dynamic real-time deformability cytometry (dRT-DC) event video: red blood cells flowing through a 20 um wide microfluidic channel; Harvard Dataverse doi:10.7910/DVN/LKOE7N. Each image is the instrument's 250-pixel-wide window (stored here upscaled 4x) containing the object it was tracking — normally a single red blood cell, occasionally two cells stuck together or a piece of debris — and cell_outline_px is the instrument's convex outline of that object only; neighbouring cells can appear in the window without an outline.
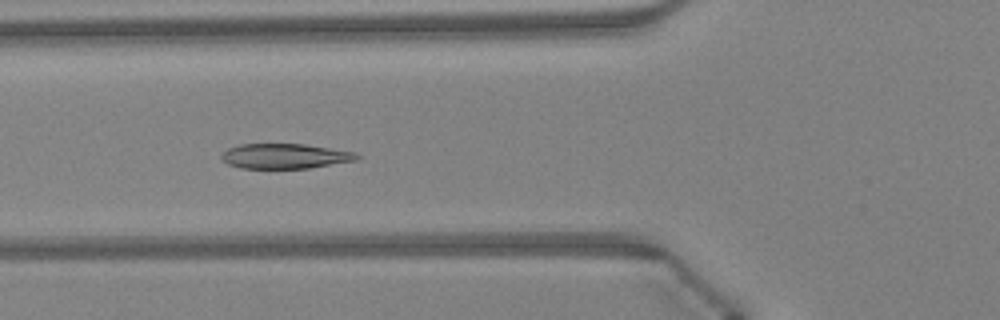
{"species": "Egyptian fruit bat (a non-hibernating species)", "species_latin": "Rousettus aegyptiacus", "temperature_condition": "warm", "stored_images_in_passage": 46, "camera_frame_rate_fps": 3000, "um_per_image_px": 0.085, "animal": {"sex": "female"}, "frame": {"image": 1, "passage_image": 17, "time_ms": 5.333, "image_size_px": [1000, 320], "cell_outline_px": [[360, 156], [356, 160], [308, 168], [240, 168], [228, 164], [220, 156], [228, 148], [240, 144], [304, 144], [356, 152]], "centroid_in_image_um": [24.21, 13.26], "position_along_channel_um": 101.6, "area_um2": 19.54}}
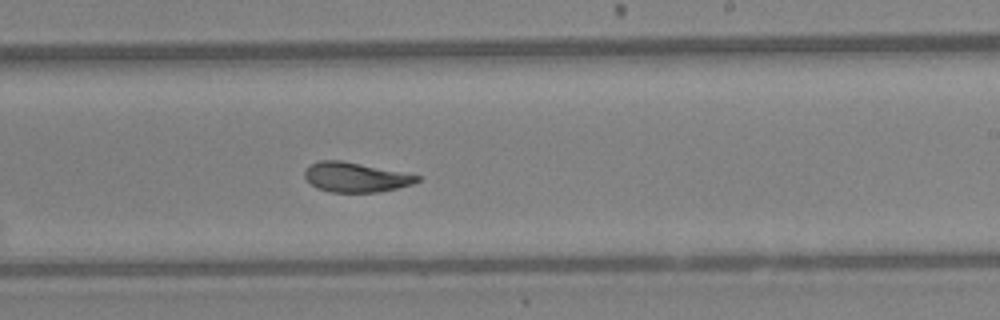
{"frame": {"image": 2, "passage_image": 28, "time_ms": 9.0, "image_size_px": [1000, 320], "cell_outline_px": [[420, 180], [412, 184], [380, 192], [332, 192], [316, 188], [304, 176], [304, 172], [312, 164], [320, 160], [340, 160], [420, 176]], "centroid_in_image_um": [30.21, 15.07], "position_along_channel_um": 258.8, "area_um2": 19.02}}
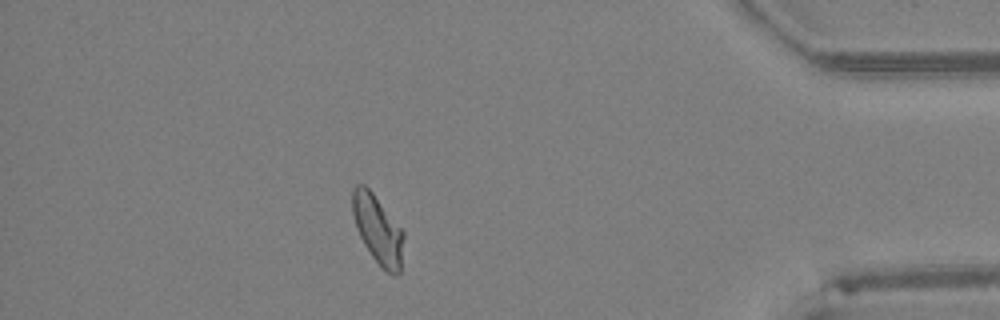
{"frame": {"image": 3, "passage_image": 41, "time_ms": 13.333, "image_size_px": [1000, 320], "cell_outline_px": [[404, 236], [400, 276], [396, 276], [388, 272], [372, 256], [364, 244], [356, 228], [352, 212], [352, 188], [356, 184], [364, 184], [372, 192], [404, 232]], "centroid_in_image_um": [32.11, 19.5], "position_along_channel_um": 403.1, "area_um2": 20.29}, "authors_computed_cell_mechanics": {"area_um2": 20.8369, "velocity_mm_per_s": 4.2988, "shape_relaxation_time_tau1_ms": 5.4153, "shape_relaxation_time_tau2_ms": 1.8402, "deformation_change_tau1": 0.1678, "deformation_change_tau2": 0.0628}}